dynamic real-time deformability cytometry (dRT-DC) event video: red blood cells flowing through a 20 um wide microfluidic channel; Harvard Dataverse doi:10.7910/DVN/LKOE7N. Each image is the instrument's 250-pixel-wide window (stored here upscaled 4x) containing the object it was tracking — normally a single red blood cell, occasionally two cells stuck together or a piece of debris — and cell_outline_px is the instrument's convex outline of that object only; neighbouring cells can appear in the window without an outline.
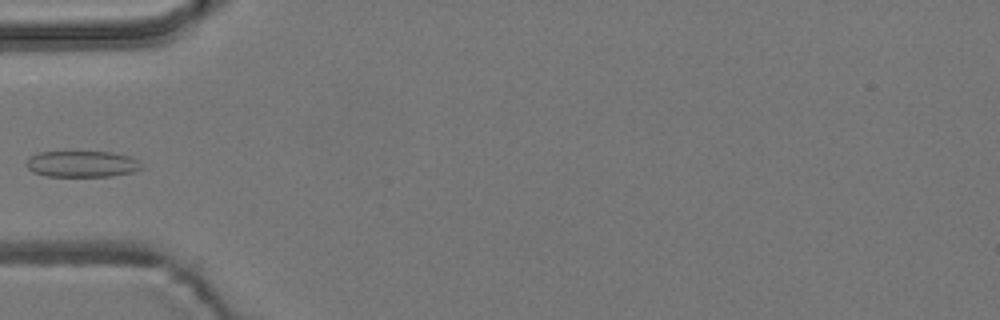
{"species": "common noctule bat (a hibernating species)", "species_latin": "Nyctalus noctula", "temperature_condition": "room temperature", "stored_images_in_passage": 4, "camera_frame_rate_fps": 3000, "um_per_image_px": 0.085, "animal": {"sex": "male", "body_mass_g": 19.2, "forearm_length_mm": 51.8}, "frame": {"image": 1, "passage_image": 4, "time_ms": 1.0, "image_size_px": [1000, 320], "cell_outline_px": [[144, 168], [132, 172], [112, 176], [48, 176], [32, 172], [24, 164], [28, 156], [40, 152], [112, 152], [128, 156], [140, 160]], "centroid_in_image_um": [6.97, 13.94], "position_along_channel_um": 78.0, "area_um2": 17.8}}